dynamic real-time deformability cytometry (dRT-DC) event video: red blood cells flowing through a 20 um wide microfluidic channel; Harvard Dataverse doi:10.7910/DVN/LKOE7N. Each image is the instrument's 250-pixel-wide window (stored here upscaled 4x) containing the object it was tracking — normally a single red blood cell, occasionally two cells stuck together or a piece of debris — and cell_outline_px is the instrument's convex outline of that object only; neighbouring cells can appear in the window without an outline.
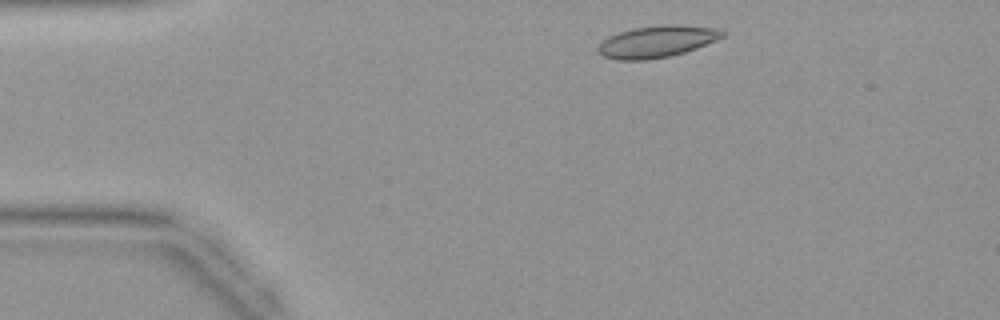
{"species": "common noctule bat (a hibernating species)", "species_latin": "Nyctalus noctula", "temperature_condition": "warm", "stored_images_in_passage": 37, "camera_frame_rate_fps": 3000, "um_per_image_px": 0.085, "animal": {"sex": "female", "body_mass_g": 19.9}, "frame": {"image": 1, "passage_image": 1, "time_ms": 0.0, "image_size_px": [1000, 320], "cell_outline_px": [[724, 36], [716, 40], [696, 48], [684, 52], [668, 56], [648, 60], [616, 60], [604, 56], [596, 52], [596, 48], [608, 36], [632, 28], [660, 24], [680, 24], [716, 28], [724, 32]], "centroid_in_image_um": [55.81, 3.52], "position_along_channel_um": 29.2, "area_um2": 23.12}}
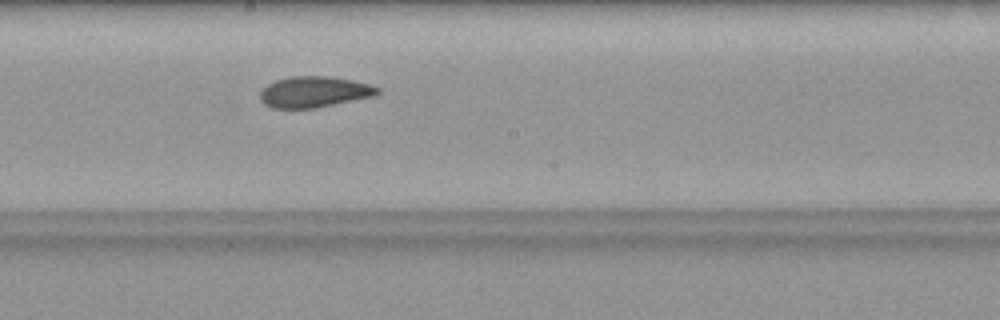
{"frame": {"image": 2, "passage_image": 17, "time_ms": 5.333, "image_size_px": [1000, 320], "cell_outline_px": [[380, 92], [376, 96], [316, 108], [272, 108], [264, 104], [260, 100], [260, 92], [268, 84], [276, 80], [292, 76], [328, 76], [352, 80], [368, 84], [380, 88]], "centroid_in_image_um": [26.72, 7.82], "position_along_channel_um": 221.5, "area_um2": 21.27}}
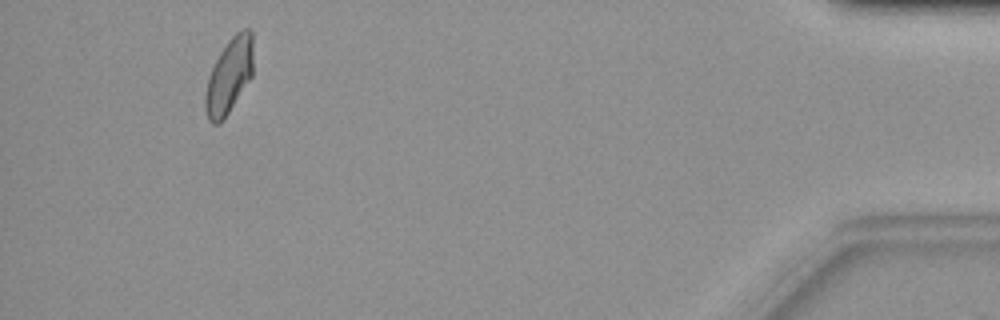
{"frame": {"image": 3, "passage_image": 34, "time_ms": 11.0, "image_size_px": [1000, 320], "cell_outline_px": [[252, 76], [228, 112], [216, 124], [212, 124], [208, 120], [204, 108], [204, 96], [208, 76], [220, 52], [228, 40], [236, 32], [244, 28], [248, 28], [252, 32]], "centroid_in_image_um": [19.45, 6.42], "position_along_channel_um": 415.7, "area_um2": 20.75}}